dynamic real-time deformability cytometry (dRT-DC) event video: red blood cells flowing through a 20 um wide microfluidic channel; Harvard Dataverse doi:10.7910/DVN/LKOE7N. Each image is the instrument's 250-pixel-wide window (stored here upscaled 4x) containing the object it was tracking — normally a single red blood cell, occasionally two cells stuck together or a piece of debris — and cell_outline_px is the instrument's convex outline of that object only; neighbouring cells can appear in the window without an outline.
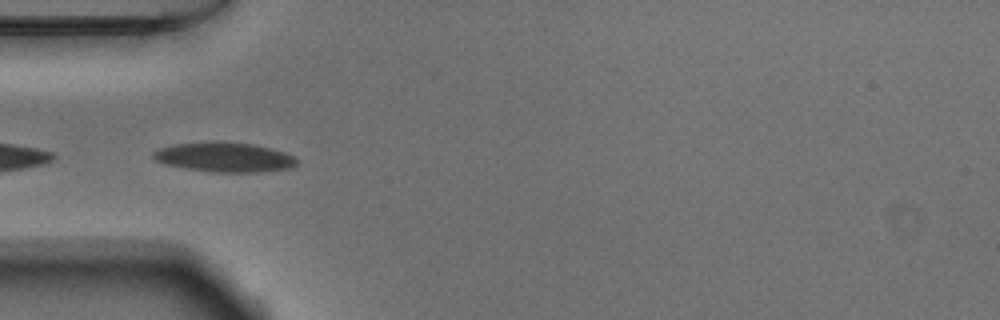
{"species": "Egyptian fruit bat (a non-hibernating species)", "species_latin": "Rousettus aegyptiacus", "temperature_condition": "warm", "stored_images_in_passage": 20, "camera_frame_rate_fps": 3000, "um_per_image_px": 0.085, "animal": {"sex": "male"}, "frame": {"image": 1, "passage_image": 16, "time_ms": 5.0, "image_size_px": [1000, 320], "cell_outline_px": [[296, 164], [292, 168], [256, 172], [212, 172], [184, 168], [164, 164], [156, 160], [152, 156], [152, 152], [160, 148], [172, 144], [208, 140], [224, 140], [252, 144], [272, 148], [284, 152], [292, 156], [296, 160]], "centroid_in_image_um": [19.02, 13.33], "position_along_channel_um": 66.0, "area_um2": 25.26}}